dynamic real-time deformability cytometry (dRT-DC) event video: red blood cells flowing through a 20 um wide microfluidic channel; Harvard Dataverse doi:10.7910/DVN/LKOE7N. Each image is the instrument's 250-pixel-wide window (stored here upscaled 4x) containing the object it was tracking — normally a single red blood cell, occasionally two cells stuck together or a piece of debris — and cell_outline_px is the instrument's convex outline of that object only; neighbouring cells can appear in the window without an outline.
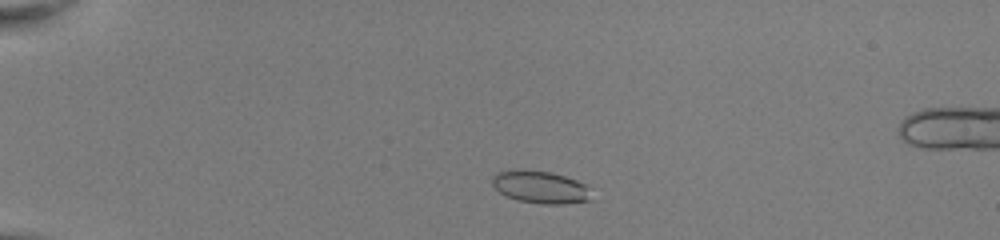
{"species": "common noctule bat (a hibernating species)", "species_latin": "Nyctalus noctula", "temperature_condition": "room temperature", "stored_images_in_passage": 40, "camera_frame_rate_fps": 3000, "um_per_image_px": 0.085, "animal": {"sex": "female", "body_mass_g": 22.0, "forearm_length_mm": 56.7}, "frame": {"image": 1, "passage_image": 2, "time_ms": 0.333, "image_size_px": [1000, 240], "cell_outline_px": [[592, 200], [564, 204], [544, 204], [520, 200], [508, 196], [500, 192], [492, 184], [492, 176], [496, 172], [548, 172], [564, 176], [576, 180], [584, 184]], "centroid_in_image_um": [45.96, 15.94], "position_along_channel_um": 39.0, "area_um2": 17.8}}
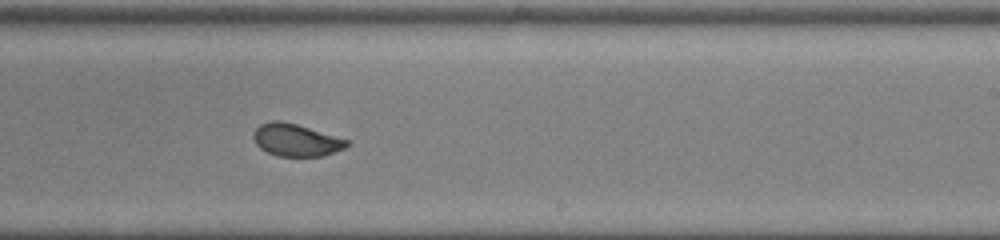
{"frame": {"image": 2, "passage_image": 23, "time_ms": 7.333, "image_size_px": [1000, 240], "cell_outline_px": [[348, 144], [344, 148], [324, 156], [276, 156], [260, 148], [256, 144], [252, 136], [256, 128], [260, 124], [272, 120], [280, 120], [296, 124], [348, 140]], "centroid_in_image_um": [25.12, 11.9], "position_along_channel_um": 263.9, "area_um2": 17.46}}
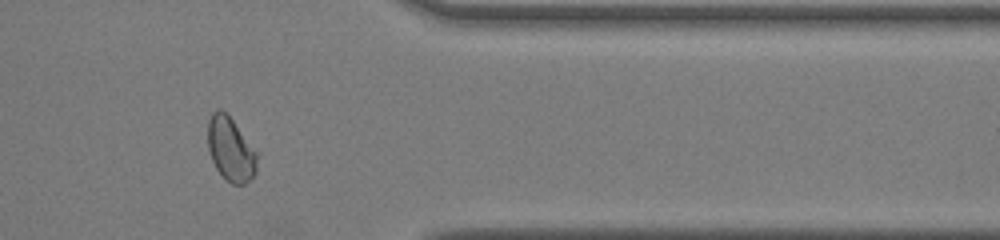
{"frame": {"image": 3, "passage_image": 33, "time_ms": 10.667, "image_size_px": [1000, 240], "cell_outline_px": [[256, 172], [244, 184], [232, 184], [224, 180], [216, 168], [212, 160], [208, 148], [208, 120], [212, 112], [216, 108], [220, 108], [228, 112], [256, 152]], "centroid_in_image_um": [19.57, 12.64], "position_along_channel_um": 391.8, "area_um2": 18.44}, "authors_computed_cell_mechanics": {"area_um2": 18.0047, "velocity_mm_per_s": 4.0608, "shape_relaxation_time_tau1_ms": 8.3276, "shape_relaxation_time_tau2_ms": null, "deformation_change_tau1": 0.2089, "deformation_change_tau2": null}}